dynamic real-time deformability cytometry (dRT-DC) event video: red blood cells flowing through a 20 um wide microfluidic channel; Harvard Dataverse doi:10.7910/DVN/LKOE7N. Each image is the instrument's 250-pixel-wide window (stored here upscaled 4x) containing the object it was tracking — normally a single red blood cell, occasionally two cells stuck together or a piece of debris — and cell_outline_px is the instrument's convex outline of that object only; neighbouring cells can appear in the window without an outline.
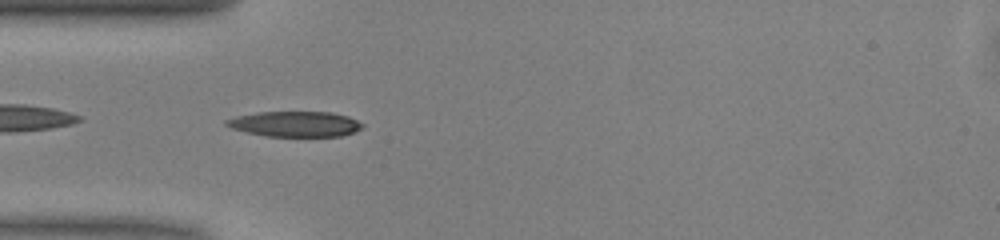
{"species": "common noctule bat (a hibernating species)", "species_latin": "Nyctalus noctula", "temperature_condition": "warm", "stored_images_in_passage": 37, "camera_frame_rate_fps": 3000, "um_per_image_px": 0.085, "animal": {"sex": "male", "body_mass_g": 13.0, "forearm_length_mm": 53.1}, "frame": {"image": 1, "passage_image": 2, "time_ms": 0.333, "image_size_px": [1000, 240], "cell_outline_px": [[364, 128], [340, 136], [264, 136], [232, 128], [224, 124], [224, 120], [236, 116], [260, 112], [332, 112], [348, 116], [364, 124]], "centroid_in_image_um": [25.09, 10.53], "position_along_channel_um": 59.9, "area_um2": 20.06}}
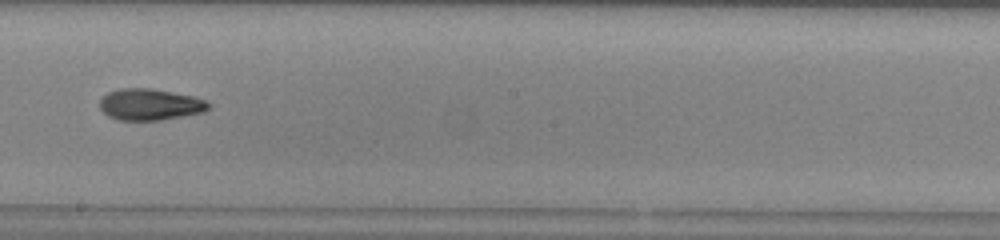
{"frame": {"image": 2, "passage_image": 15, "time_ms": 4.667, "image_size_px": [1000, 240], "cell_outline_px": [[212, 104], [204, 112], [160, 120], [116, 120], [108, 116], [100, 108], [100, 100], [108, 92], [120, 88], [152, 88], [192, 96], [208, 100]], "centroid_in_image_um": [12.76, 8.88], "position_along_channel_um": 235.4, "area_um2": 20.0}}
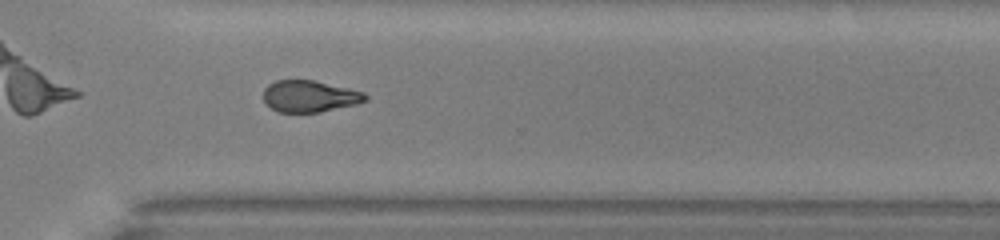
{"frame": {"image": 3, "passage_image": 23, "time_ms": 7.333, "image_size_px": [1000, 240], "cell_outline_px": [[368, 100], [356, 104], [320, 112], [276, 112], [264, 100], [264, 88], [268, 84], [276, 80], [312, 80], [348, 88], [364, 92], [368, 96]], "centroid_in_image_um": [26.32, 8.18], "position_along_channel_um": 344.3, "area_um2": 18.73}, "authors_computed_cell_mechanics": {"area_um2": 19.7098, "velocity_mm_per_s": 4.0867, "shape_relaxation_time_tau1_ms": 4.3336, "shape_relaxation_time_tau2_ms": 5.1776, "deformation_change_tau1": 0.1911, "deformation_change_tau2": 0.1339}}